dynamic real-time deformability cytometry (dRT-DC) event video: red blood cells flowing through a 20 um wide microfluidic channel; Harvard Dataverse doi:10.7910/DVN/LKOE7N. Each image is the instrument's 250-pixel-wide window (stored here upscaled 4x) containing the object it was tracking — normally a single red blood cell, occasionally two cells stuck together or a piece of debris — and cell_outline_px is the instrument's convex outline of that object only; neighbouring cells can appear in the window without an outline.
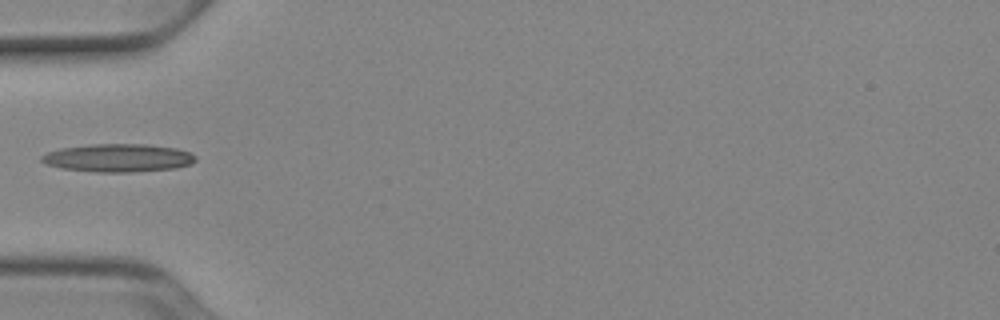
{"species": "Egyptian fruit bat (a non-hibernating species)", "species_latin": "Rousettus aegyptiacus", "temperature_condition": "cold", "stored_images_in_passage": 35, "camera_frame_rate_fps": 3000, "um_per_image_px": 0.085, "animal": {"sex": "female"}, "frame": {"image": 1, "passage_image": 1, "time_ms": 0.0, "image_size_px": [1000, 320], "cell_outline_px": [[196, 160], [192, 164], [176, 168], [128, 172], [96, 172], [60, 168], [44, 164], [40, 160], [40, 156], [48, 152], [60, 148], [92, 144], [144, 144], [176, 148], [188, 152], [196, 156]], "centroid_in_image_um": [10.01, 13.42], "position_along_channel_um": 75.0, "area_um2": 25.26}}
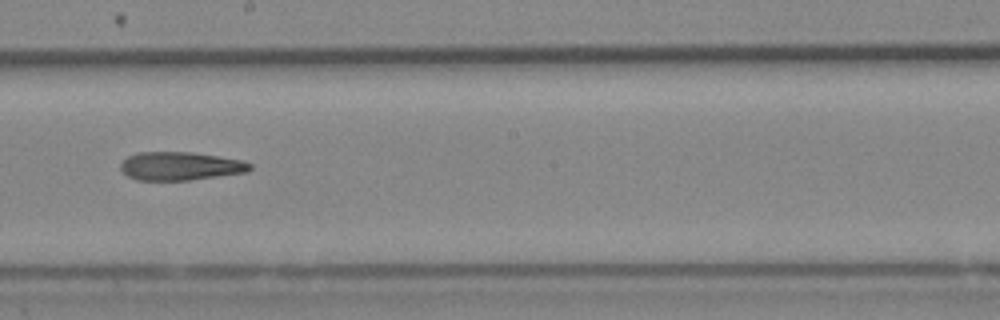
{"frame": {"image": 2, "passage_image": 13, "time_ms": 4.0, "image_size_px": [1000, 320], "cell_outline_px": [[252, 168], [248, 172], [188, 180], [136, 180], [128, 176], [120, 168], [120, 164], [128, 156], [136, 152], [192, 152], [240, 160], [252, 164]], "centroid_in_image_um": [15.31, 14.11], "position_along_channel_um": 232.9, "area_um2": 21.27}}
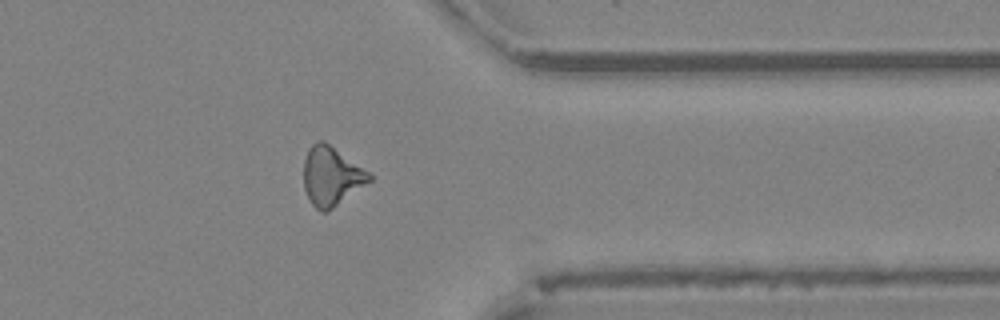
{"frame": {"image": 3, "passage_image": 25, "time_ms": 8.0, "image_size_px": [1000, 320], "cell_outline_px": [[372, 180], [328, 212], [320, 212], [312, 204], [304, 188], [304, 160], [308, 148], [316, 140], [324, 140], [372, 172]], "centroid_in_image_um": [28.19, 14.95], "position_along_channel_um": 383.2, "area_um2": 22.95}}